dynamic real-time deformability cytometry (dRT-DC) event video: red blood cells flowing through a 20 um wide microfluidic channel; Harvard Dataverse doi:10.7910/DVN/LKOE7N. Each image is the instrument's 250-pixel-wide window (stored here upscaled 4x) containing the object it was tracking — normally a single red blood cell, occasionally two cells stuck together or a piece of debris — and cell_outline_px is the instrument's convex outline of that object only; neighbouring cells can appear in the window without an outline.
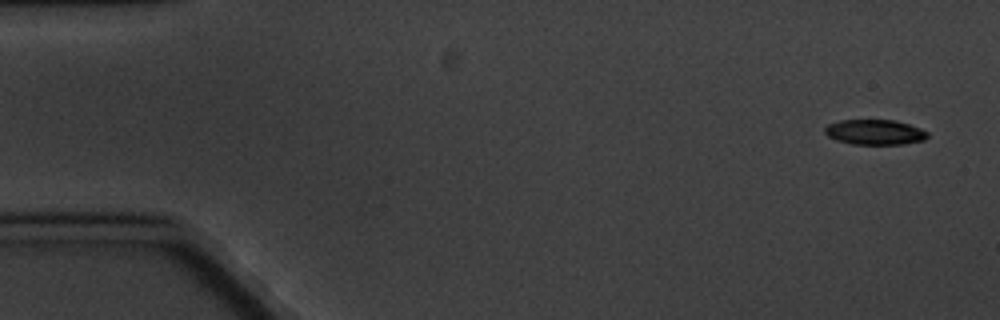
{"species": "common noctule bat (a hibernating species)", "species_latin": "Nyctalus noctula", "temperature_condition": "cold", "stored_images_in_passage": 5, "camera_frame_rate_fps": 3000, "um_per_image_px": 0.085, "animal": {"sex": "male", "body_mass_g": 20.1, "forearm_length_mm": 53.5}, "frame": {"image": 1, "passage_image": 1, "time_ms": 0.0, "image_size_px": [1000, 320], "cell_outline_px": [[928, 136], [924, 140], [900, 144], [852, 144], [836, 140], [828, 136], [824, 132], [824, 128], [828, 124], [840, 120], [896, 120], [920, 128], [928, 132]], "centroid_in_image_um": [74.34, 11.23], "position_along_channel_um": 10.7, "area_um2": 15.03}}
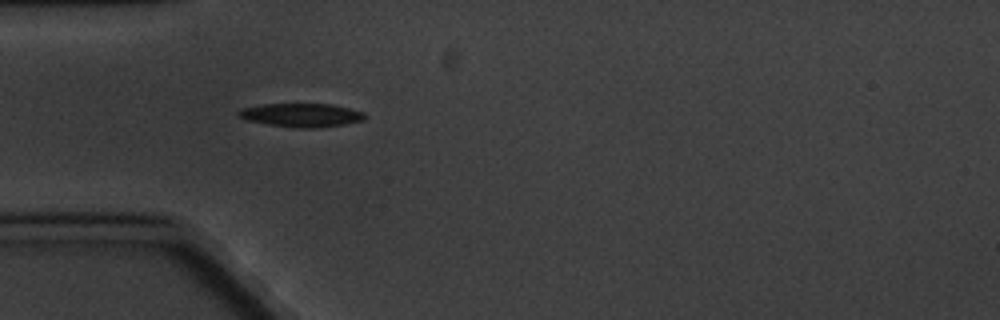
{"frame": {"image": 2, "passage_image": 5, "time_ms": 5.0, "image_size_px": [1000, 320], "cell_outline_px": [[368, 116], [364, 120], [344, 124], [312, 128], [300, 128], [268, 124], [248, 120], [236, 116], [236, 112], [240, 108], [264, 104], [332, 104], [364, 112]], "centroid_in_image_um": [25.61, 9.77], "position_along_channel_um": 59.4, "area_um2": 17.34}}